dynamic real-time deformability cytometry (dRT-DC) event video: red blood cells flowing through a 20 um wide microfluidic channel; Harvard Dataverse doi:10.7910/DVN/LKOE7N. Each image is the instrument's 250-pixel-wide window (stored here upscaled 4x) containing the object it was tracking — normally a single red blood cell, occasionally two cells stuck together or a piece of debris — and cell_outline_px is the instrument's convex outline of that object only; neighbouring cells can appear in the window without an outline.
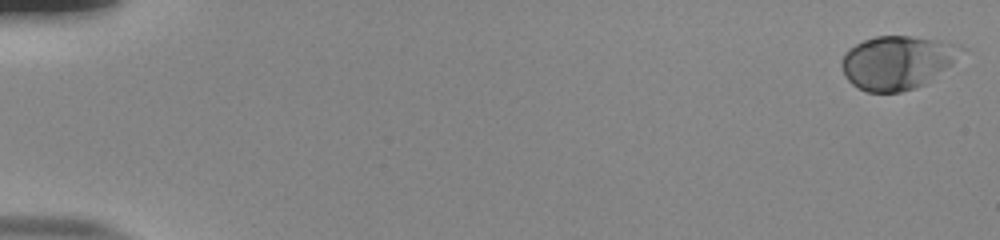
{"species": "human", "species_latin": "Homo sapiens", "temperature_condition": "room temperature", "stored_images_in_passage": 16, "camera_frame_rate_fps": 3000, "um_per_image_px": 0.085, "donor": {"sex": "male"}, "frame": {"image": 1, "passage_image": 1, "time_ms": 0.0, "image_size_px": [1000, 240], "cell_outline_px": [[968, 48], [952, 64], [924, 84], [900, 92], [868, 92], [852, 84], [844, 76], [840, 64], [840, 60], [844, 52], [848, 48], [864, 40], [876, 36], [908, 36], [936, 40], [960, 44]], "centroid_in_image_um": [76.26, 5.29], "position_along_channel_um": 8.7, "area_um2": 37.4}}